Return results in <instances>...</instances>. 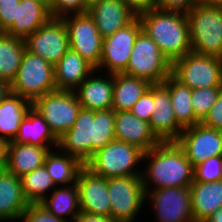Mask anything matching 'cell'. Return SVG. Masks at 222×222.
Masks as SVG:
<instances>
[{"label": "cell", "mask_w": 222, "mask_h": 222, "mask_svg": "<svg viewBox=\"0 0 222 222\" xmlns=\"http://www.w3.org/2000/svg\"><path fill=\"white\" fill-rule=\"evenodd\" d=\"M40 204L57 218L73 222L81 212L77 183L57 186Z\"/></svg>", "instance_id": "cell-29"}, {"label": "cell", "mask_w": 222, "mask_h": 222, "mask_svg": "<svg viewBox=\"0 0 222 222\" xmlns=\"http://www.w3.org/2000/svg\"><path fill=\"white\" fill-rule=\"evenodd\" d=\"M172 75L191 89L222 87V58L191 51L172 63Z\"/></svg>", "instance_id": "cell-8"}, {"label": "cell", "mask_w": 222, "mask_h": 222, "mask_svg": "<svg viewBox=\"0 0 222 222\" xmlns=\"http://www.w3.org/2000/svg\"><path fill=\"white\" fill-rule=\"evenodd\" d=\"M192 51L222 58V7L204 3L186 13Z\"/></svg>", "instance_id": "cell-3"}, {"label": "cell", "mask_w": 222, "mask_h": 222, "mask_svg": "<svg viewBox=\"0 0 222 222\" xmlns=\"http://www.w3.org/2000/svg\"><path fill=\"white\" fill-rule=\"evenodd\" d=\"M81 212L111 217L108 178L95 174L85 165L77 177Z\"/></svg>", "instance_id": "cell-15"}, {"label": "cell", "mask_w": 222, "mask_h": 222, "mask_svg": "<svg viewBox=\"0 0 222 222\" xmlns=\"http://www.w3.org/2000/svg\"><path fill=\"white\" fill-rule=\"evenodd\" d=\"M10 85L12 93L33 102L56 90L54 65L25 50L16 78Z\"/></svg>", "instance_id": "cell-6"}, {"label": "cell", "mask_w": 222, "mask_h": 222, "mask_svg": "<svg viewBox=\"0 0 222 222\" xmlns=\"http://www.w3.org/2000/svg\"><path fill=\"white\" fill-rule=\"evenodd\" d=\"M7 142L0 138V170L6 166Z\"/></svg>", "instance_id": "cell-46"}, {"label": "cell", "mask_w": 222, "mask_h": 222, "mask_svg": "<svg viewBox=\"0 0 222 222\" xmlns=\"http://www.w3.org/2000/svg\"><path fill=\"white\" fill-rule=\"evenodd\" d=\"M115 111L113 109L94 111L92 120V157L115 138Z\"/></svg>", "instance_id": "cell-34"}, {"label": "cell", "mask_w": 222, "mask_h": 222, "mask_svg": "<svg viewBox=\"0 0 222 222\" xmlns=\"http://www.w3.org/2000/svg\"><path fill=\"white\" fill-rule=\"evenodd\" d=\"M205 222H222V208L216 209Z\"/></svg>", "instance_id": "cell-47"}, {"label": "cell", "mask_w": 222, "mask_h": 222, "mask_svg": "<svg viewBox=\"0 0 222 222\" xmlns=\"http://www.w3.org/2000/svg\"><path fill=\"white\" fill-rule=\"evenodd\" d=\"M153 111L149 125L161 142H175L184 128L177 122L169 89L163 84H153Z\"/></svg>", "instance_id": "cell-16"}, {"label": "cell", "mask_w": 222, "mask_h": 222, "mask_svg": "<svg viewBox=\"0 0 222 222\" xmlns=\"http://www.w3.org/2000/svg\"><path fill=\"white\" fill-rule=\"evenodd\" d=\"M13 142L31 144L39 147L58 146V138L50 130L43 117L32 107L20 124L17 136Z\"/></svg>", "instance_id": "cell-26"}, {"label": "cell", "mask_w": 222, "mask_h": 222, "mask_svg": "<svg viewBox=\"0 0 222 222\" xmlns=\"http://www.w3.org/2000/svg\"><path fill=\"white\" fill-rule=\"evenodd\" d=\"M20 0H0V33H5L14 23Z\"/></svg>", "instance_id": "cell-40"}, {"label": "cell", "mask_w": 222, "mask_h": 222, "mask_svg": "<svg viewBox=\"0 0 222 222\" xmlns=\"http://www.w3.org/2000/svg\"><path fill=\"white\" fill-rule=\"evenodd\" d=\"M202 3L209 5V6H221L222 7V0H202Z\"/></svg>", "instance_id": "cell-48"}, {"label": "cell", "mask_w": 222, "mask_h": 222, "mask_svg": "<svg viewBox=\"0 0 222 222\" xmlns=\"http://www.w3.org/2000/svg\"><path fill=\"white\" fill-rule=\"evenodd\" d=\"M108 194L111 217L117 222H134L147 205L141 176L108 178Z\"/></svg>", "instance_id": "cell-9"}, {"label": "cell", "mask_w": 222, "mask_h": 222, "mask_svg": "<svg viewBox=\"0 0 222 222\" xmlns=\"http://www.w3.org/2000/svg\"><path fill=\"white\" fill-rule=\"evenodd\" d=\"M136 16L156 7V0H121Z\"/></svg>", "instance_id": "cell-43"}, {"label": "cell", "mask_w": 222, "mask_h": 222, "mask_svg": "<svg viewBox=\"0 0 222 222\" xmlns=\"http://www.w3.org/2000/svg\"><path fill=\"white\" fill-rule=\"evenodd\" d=\"M20 180L29 204H40L57 187L44 165L23 175Z\"/></svg>", "instance_id": "cell-33"}, {"label": "cell", "mask_w": 222, "mask_h": 222, "mask_svg": "<svg viewBox=\"0 0 222 222\" xmlns=\"http://www.w3.org/2000/svg\"><path fill=\"white\" fill-rule=\"evenodd\" d=\"M190 192L195 222H205L216 209L222 208V180L215 182L194 180L190 185Z\"/></svg>", "instance_id": "cell-25"}, {"label": "cell", "mask_w": 222, "mask_h": 222, "mask_svg": "<svg viewBox=\"0 0 222 222\" xmlns=\"http://www.w3.org/2000/svg\"><path fill=\"white\" fill-rule=\"evenodd\" d=\"M36 1H39V2H41L43 4H45L50 9L51 0H36Z\"/></svg>", "instance_id": "cell-49"}, {"label": "cell", "mask_w": 222, "mask_h": 222, "mask_svg": "<svg viewBox=\"0 0 222 222\" xmlns=\"http://www.w3.org/2000/svg\"><path fill=\"white\" fill-rule=\"evenodd\" d=\"M222 87L192 89L191 105L195 116L202 121L216 102Z\"/></svg>", "instance_id": "cell-35"}, {"label": "cell", "mask_w": 222, "mask_h": 222, "mask_svg": "<svg viewBox=\"0 0 222 222\" xmlns=\"http://www.w3.org/2000/svg\"><path fill=\"white\" fill-rule=\"evenodd\" d=\"M11 93V85L8 81L0 78V103Z\"/></svg>", "instance_id": "cell-45"}, {"label": "cell", "mask_w": 222, "mask_h": 222, "mask_svg": "<svg viewBox=\"0 0 222 222\" xmlns=\"http://www.w3.org/2000/svg\"><path fill=\"white\" fill-rule=\"evenodd\" d=\"M200 123L210 128L222 130V90L216 102Z\"/></svg>", "instance_id": "cell-42"}, {"label": "cell", "mask_w": 222, "mask_h": 222, "mask_svg": "<svg viewBox=\"0 0 222 222\" xmlns=\"http://www.w3.org/2000/svg\"><path fill=\"white\" fill-rule=\"evenodd\" d=\"M50 9L36 0H20L13 25L7 35L25 39L51 19Z\"/></svg>", "instance_id": "cell-24"}, {"label": "cell", "mask_w": 222, "mask_h": 222, "mask_svg": "<svg viewBox=\"0 0 222 222\" xmlns=\"http://www.w3.org/2000/svg\"><path fill=\"white\" fill-rule=\"evenodd\" d=\"M68 222L57 218L50 213L42 204H29L27 209L21 214L17 222Z\"/></svg>", "instance_id": "cell-38"}, {"label": "cell", "mask_w": 222, "mask_h": 222, "mask_svg": "<svg viewBox=\"0 0 222 222\" xmlns=\"http://www.w3.org/2000/svg\"><path fill=\"white\" fill-rule=\"evenodd\" d=\"M96 1H99V0H86V2L91 5L92 3L96 2Z\"/></svg>", "instance_id": "cell-50"}, {"label": "cell", "mask_w": 222, "mask_h": 222, "mask_svg": "<svg viewBox=\"0 0 222 222\" xmlns=\"http://www.w3.org/2000/svg\"><path fill=\"white\" fill-rule=\"evenodd\" d=\"M123 73L143 78L151 84H160L172 74V63L158 45L141 30L135 39L128 66Z\"/></svg>", "instance_id": "cell-5"}, {"label": "cell", "mask_w": 222, "mask_h": 222, "mask_svg": "<svg viewBox=\"0 0 222 222\" xmlns=\"http://www.w3.org/2000/svg\"><path fill=\"white\" fill-rule=\"evenodd\" d=\"M151 85L143 78L124 73L114 74L112 109L114 111H129Z\"/></svg>", "instance_id": "cell-28"}, {"label": "cell", "mask_w": 222, "mask_h": 222, "mask_svg": "<svg viewBox=\"0 0 222 222\" xmlns=\"http://www.w3.org/2000/svg\"><path fill=\"white\" fill-rule=\"evenodd\" d=\"M201 3L202 0H156V7L164 11L186 14Z\"/></svg>", "instance_id": "cell-41"}, {"label": "cell", "mask_w": 222, "mask_h": 222, "mask_svg": "<svg viewBox=\"0 0 222 222\" xmlns=\"http://www.w3.org/2000/svg\"><path fill=\"white\" fill-rule=\"evenodd\" d=\"M194 180L197 182H215L222 180V156L208 158L195 166Z\"/></svg>", "instance_id": "cell-36"}, {"label": "cell", "mask_w": 222, "mask_h": 222, "mask_svg": "<svg viewBox=\"0 0 222 222\" xmlns=\"http://www.w3.org/2000/svg\"><path fill=\"white\" fill-rule=\"evenodd\" d=\"M143 156L141 149L114 140L95 152L85 166L104 178L141 176Z\"/></svg>", "instance_id": "cell-4"}, {"label": "cell", "mask_w": 222, "mask_h": 222, "mask_svg": "<svg viewBox=\"0 0 222 222\" xmlns=\"http://www.w3.org/2000/svg\"><path fill=\"white\" fill-rule=\"evenodd\" d=\"M95 70L74 91L82 108L92 111L112 109L114 74Z\"/></svg>", "instance_id": "cell-19"}, {"label": "cell", "mask_w": 222, "mask_h": 222, "mask_svg": "<svg viewBox=\"0 0 222 222\" xmlns=\"http://www.w3.org/2000/svg\"><path fill=\"white\" fill-rule=\"evenodd\" d=\"M142 164L146 167L141 174L145 190L190 187L194 181V167L176 142L153 147L144 153Z\"/></svg>", "instance_id": "cell-1"}, {"label": "cell", "mask_w": 222, "mask_h": 222, "mask_svg": "<svg viewBox=\"0 0 222 222\" xmlns=\"http://www.w3.org/2000/svg\"><path fill=\"white\" fill-rule=\"evenodd\" d=\"M144 31L173 63L192 51L186 14L153 7L137 16Z\"/></svg>", "instance_id": "cell-2"}, {"label": "cell", "mask_w": 222, "mask_h": 222, "mask_svg": "<svg viewBox=\"0 0 222 222\" xmlns=\"http://www.w3.org/2000/svg\"><path fill=\"white\" fill-rule=\"evenodd\" d=\"M44 166L56 186H69L77 182L79 171L84 165L57 147L47 153Z\"/></svg>", "instance_id": "cell-30"}, {"label": "cell", "mask_w": 222, "mask_h": 222, "mask_svg": "<svg viewBox=\"0 0 222 222\" xmlns=\"http://www.w3.org/2000/svg\"><path fill=\"white\" fill-rule=\"evenodd\" d=\"M114 129L117 141L135 146L144 153L161 143L151 130L149 123L139 119L128 110L115 111Z\"/></svg>", "instance_id": "cell-18"}, {"label": "cell", "mask_w": 222, "mask_h": 222, "mask_svg": "<svg viewBox=\"0 0 222 222\" xmlns=\"http://www.w3.org/2000/svg\"><path fill=\"white\" fill-rule=\"evenodd\" d=\"M73 222H117L109 216H99L87 212H80Z\"/></svg>", "instance_id": "cell-44"}, {"label": "cell", "mask_w": 222, "mask_h": 222, "mask_svg": "<svg viewBox=\"0 0 222 222\" xmlns=\"http://www.w3.org/2000/svg\"><path fill=\"white\" fill-rule=\"evenodd\" d=\"M61 19L67 29L70 49L97 69L102 57L103 37L92 17L85 12Z\"/></svg>", "instance_id": "cell-10"}, {"label": "cell", "mask_w": 222, "mask_h": 222, "mask_svg": "<svg viewBox=\"0 0 222 222\" xmlns=\"http://www.w3.org/2000/svg\"><path fill=\"white\" fill-rule=\"evenodd\" d=\"M31 107L32 102L11 92L0 103V138L6 142L13 141Z\"/></svg>", "instance_id": "cell-27"}, {"label": "cell", "mask_w": 222, "mask_h": 222, "mask_svg": "<svg viewBox=\"0 0 222 222\" xmlns=\"http://www.w3.org/2000/svg\"><path fill=\"white\" fill-rule=\"evenodd\" d=\"M53 147H39L31 144L7 142L5 168L13 175L21 178L44 165L47 153Z\"/></svg>", "instance_id": "cell-22"}, {"label": "cell", "mask_w": 222, "mask_h": 222, "mask_svg": "<svg viewBox=\"0 0 222 222\" xmlns=\"http://www.w3.org/2000/svg\"><path fill=\"white\" fill-rule=\"evenodd\" d=\"M169 89L177 122L185 129L201 121L195 116L191 105L192 89L178 81L172 74L163 82Z\"/></svg>", "instance_id": "cell-31"}, {"label": "cell", "mask_w": 222, "mask_h": 222, "mask_svg": "<svg viewBox=\"0 0 222 222\" xmlns=\"http://www.w3.org/2000/svg\"><path fill=\"white\" fill-rule=\"evenodd\" d=\"M146 191V202L156 222H195L190 187H169ZM149 200V201H148Z\"/></svg>", "instance_id": "cell-11"}, {"label": "cell", "mask_w": 222, "mask_h": 222, "mask_svg": "<svg viewBox=\"0 0 222 222\" xmlns=\"http://www.w3.org/2000/svg\"><path fill=\"white\" fill-rule=\"evenodd\" d=\"M86 0H51L50 14L52 18H63L72 14L88 11Z\"/></svg>", "instance_id": "cell-37"}, {"label": "cell", "mask_w": 222, "mask_h": 222, "mask_svg": "<svg viewBox=\"0 0 222 222\" xmlns=\"http://www.w3.org/2000/svg\"><path fill=\"white\" fill-rule=\"evenodd\" d=\"M32 108L43 117L59 139L73 127L81 105L74 91L54 90L36 98Z\"/></svg>", "instance_id": "cell-7"}, {"label": "cell", "mask_w": 222, "mask_h": 222, "mask_svg": "<svg viewBox=\"0 0 222 222\" xmlns=\"http://www.w3.org/2000/svg\"><path fill=\"white\" fill-rule=\"evenodd\" d=\"M28 206L20 178L0 170V222H16Z\"/></svg>", "instance_id": "cell-21"}, {"label": "cell", "mask_w": 222, "mask_h": 222, "mask_svg": "<svg viewBox=\"0 0 222 222\" xmlns=\"http://www.w3.org/2000/svg\"><path fill=\"white\" fill-rule=\"evenodd\" d=\"M153 101L152 84L148 91L140 97V99L133 105V107L129 111L139 119L145 120L149 123L154 106Z\"/></svg>", "instance_id": "cell-39"}, {"label": "cell", "mask_w": 222, "mask_h": 222, "mask_svg": "<svg viewBox=\"0 0 222 222\" xmlns=\"http://www.w3.org/2000/svg\"><path fill=\"white\" fill-rule=\"evenodd\" d=\"M25 50L24 39L0 33V78L11 84L16 78Z\"/></svg>", "instance_id": "cell-32"}, {"label": "cell", "mask_w": 222, "mask_h": 222, "mask_svg": "<svg viewBox=\"0 0 222 222\" xmlns=\"http://www.w3.org/2000/svg\"><path fill=\"white\" fill-rule=\"evenodd\" d=\"M96 69L69 49L54 65L56 90L75 91Z\"/></svg>", "instance_id": "cell-23"}, {"label": "cell", "mask_w": 222, "mask_h": 222, "mask_svg": "<svg viewBox=\"0 0 222 222\" xmlns=\"http://www.w3.org/2000/svg\"><path fill=\"white\" fill-rule=\"evenodd\" d=\"M99 33L104 38L130 24L137 16L121 0H99L88 8Z\"/></svg>", "instance_id": "cell-20"}, {"label": "cell", "mask_w": 222, "mask_h": 222, "mask_svg": "<svg viewBox=\"0 0 222 222\" xmlns=\"http://www.w3.org/2000/svg\"><path fill=\"white\" fill-rule=\"evenodd\" d=\"M92 120L94 111L81 107L75 123L58 139V148L83 165L92 158Z\"/></svg>", "instance_id": "cell-17"}, {"label": "cell", "mask_w": 222, "mask_h": 222, "mask_svg": "<svg viewBox=\"0 0 222 222\" xmlns=\"http://www.w3.org/2000/svg\"><path fill=\"white\" fill-rule=\"evenodd\" d=\"M141 30V22L136 17L126 27L104 37L102 57L96 70L107 74L123 73L128 66L135 39Z\"/></svg>", "instance_id": "cell-12"}, {"label": "cell", "mask_w": 222, "mask_h": 222, "mask_svg": "<svg viewBox=\"0 0 222 222\" xmlns=\"http://www.w3.org/2000/svg\"><path fill=\"white\" fill-rule=\"evenodd\" d=\"M28 52L55 65L70 49L66 26L61 18H51L24 39Z\"/></svg>", "instance_id": "cell-13"}, {"label": "cell", "mask_w": 222, "mask_h": 222, "mask_svg": "<svg viewBox=\"0 0 222 222\" xmlns=\"http://www.w3.org/2000/svg\"><path fill=\"white\" fill-rule=\"evenodd\" d=\"M195 167L206 159L222 156V130L198 123L185 128L175 141Z\"/></svg>", "instance_id": "cell-14"}]
</instances>
